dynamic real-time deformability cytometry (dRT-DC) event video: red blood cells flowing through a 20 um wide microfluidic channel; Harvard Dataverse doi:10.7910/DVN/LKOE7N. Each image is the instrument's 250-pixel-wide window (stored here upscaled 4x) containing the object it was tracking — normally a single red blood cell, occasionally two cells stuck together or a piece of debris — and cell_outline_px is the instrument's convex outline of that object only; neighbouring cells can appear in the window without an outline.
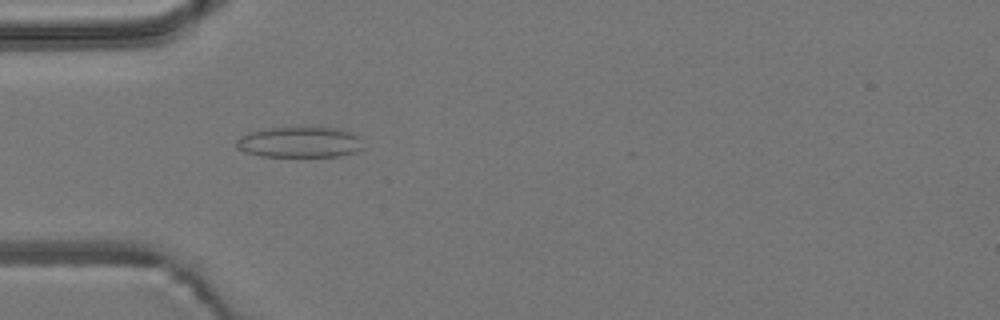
{"species": "common noctule bat (a hibernating species)", "species_latin": "Nyctalus noctula", "temperature_condition": "room temperature", "stored_images_in_passage": 51, "camera_frame_rate_fps": 3000, "um_per_image_px": 0.085, "animal": {"sex": "male", "body_mass_g": 19.2, "forearm_length_mm": 51.8}, "frame": {"image": 1, "passage_image": 16, "time_ms": 5.0, "image_size_px": [1000, 320], "cell_outline_px": [[364, 148], [356, 152], [340, 156], [260, 156], [244, 152], [236, 148], [236, 140], [240, 136], [264, 128], [332, 128], [352, 132], [360, 136]], "centroid_in_image_um": [25.49, 12.1], "position_along_channel_um": 59.5, "area_um2": 22.72}}
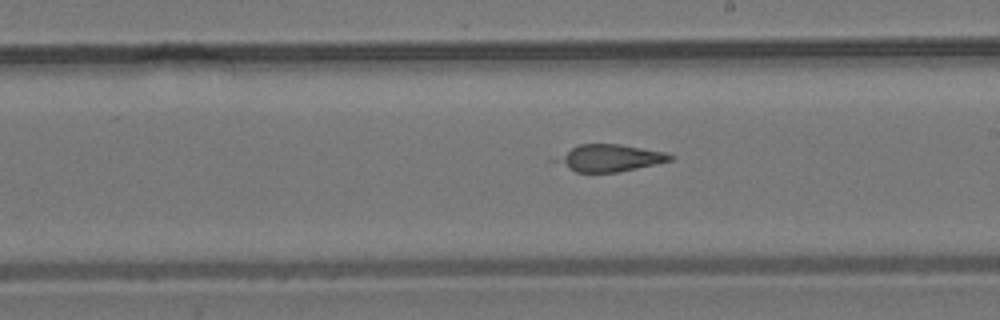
{"frame": {"image": 2, "passage_image": 30, "time_ms": 9.667, "image_size_px": [1000, 320], "cell_outline_px": [[672, 160], [636, 168], [616, 172], [576, 172], [568, 168], [560, 160], [560, 156], [572, 148], [580, 144], [620, 144], [664, 152], [672, 156]], "centroid_in_image_um": [51.9, 13.42], "position_along_channel_um": 237.1, "area_um2": 17.05}}
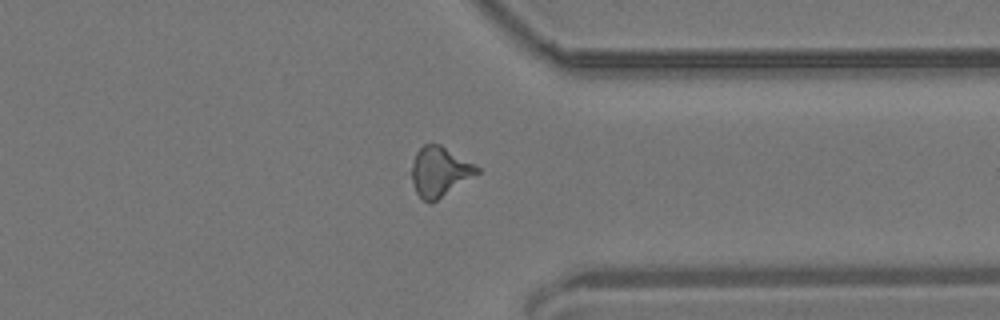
{"frame": {"image": 3, "passage_image": 41, "time_ms": 13.333, "image_size_px": [1000, 320], "cell_outline_px": [[480, 172], [436, 200], [424, 200], [416, 192], [412, 180], [412, 164], [416, 152], [424, 144], [440, 144], [480, 168]], "centroid_in_image_um": [37.36, 14.56], "position_along_channel_um": 374.0, "area_um2": 18.32}}